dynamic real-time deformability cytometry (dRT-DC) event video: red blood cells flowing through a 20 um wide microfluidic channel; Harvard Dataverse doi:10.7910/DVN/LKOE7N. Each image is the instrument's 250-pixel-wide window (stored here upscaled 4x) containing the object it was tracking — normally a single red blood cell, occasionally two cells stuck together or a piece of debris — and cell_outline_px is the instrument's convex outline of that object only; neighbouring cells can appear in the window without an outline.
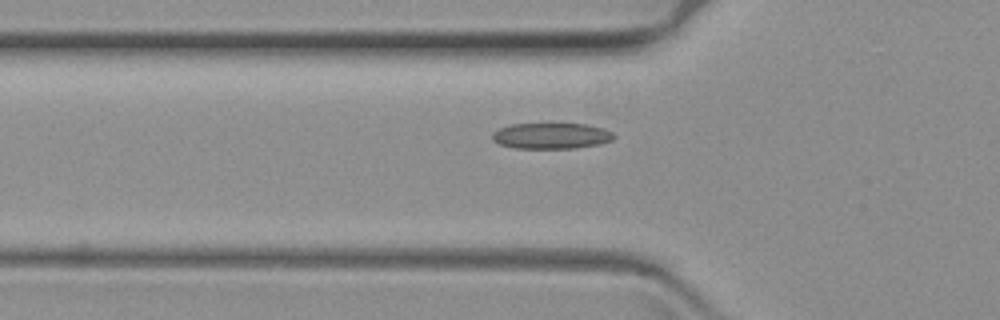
{"species": "common noctule bat (a hibernating species)", "species_latin": "Nyctalus noctula", "temperature_condition": "warm", "stored_images_in_passage": 39, "camera_frame_rate_fps": 3000, "um_per_image_px": 0.085, "animal": {"sex": "female", "body_mass_g": 19.3, "forearm_length_mm": 54.1}, "frame": {"image": 1, "passage_image": 4, "time_ms": 1.0, "image_size_px": [1000, 320], "cell_outline_px": [[616, 136], [612, 140], [600, 144], [576, 148], [516, 148], [500, 144], [492, 140], [492, 132], [500, 128], [512, 124], [584, 124], [604, 128], [612, 132]], "centroid_in_image_um": [46.88, 11.55], "position_along_channel_um": 78.9, "area_um2": 18.32}}
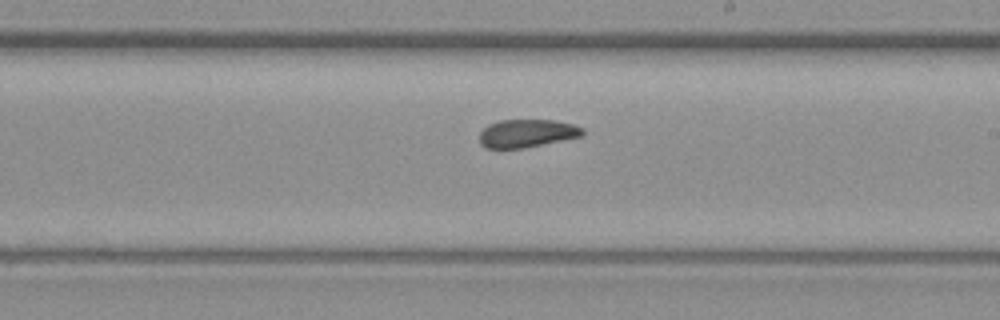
{"frame": {"image": 2, "passage_image": 19, "time_ms": 6.0, "image_size_px": [1000, 320], "cell_outline_px": [[584, 132], [580, 136], [524, 148], [484, 148], [480, 144], [480, 132], [488, 124], [500, 120], [556, 120], [572, 124], [584, 128]], "centroid_in_image_um": [44.76, 11.33], "position_along_channel_um": 244.2, "area_um2": 16.76}}
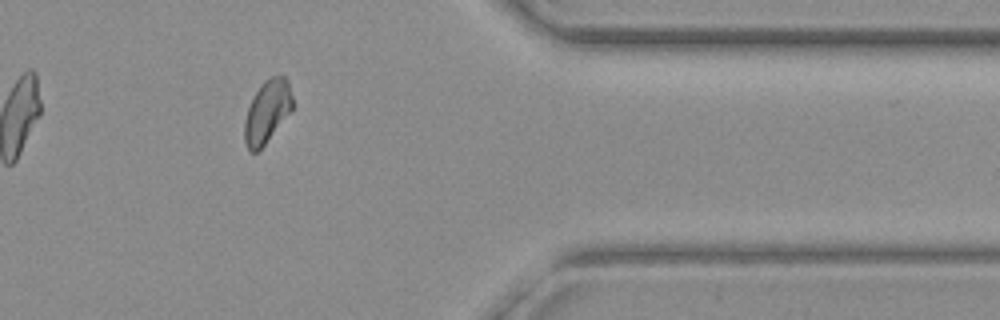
{"frame": {"image": 3, "passage_image": 34, "time_ms": 11.0, "image_size_px": [1000, 320], "cell_outline_px": [[292, 108], [264, 144], [256, 152], [248, 152], [244, 140], [244, 120], [248, 108], [256, 92], [264, 80], [272, 76], [284, 76], [288, 80], [292, 96]], "centroid_in_image_um": [22.68, 9.48], "position_along_channel_um": 388.7, "area_um2": 17.11}}